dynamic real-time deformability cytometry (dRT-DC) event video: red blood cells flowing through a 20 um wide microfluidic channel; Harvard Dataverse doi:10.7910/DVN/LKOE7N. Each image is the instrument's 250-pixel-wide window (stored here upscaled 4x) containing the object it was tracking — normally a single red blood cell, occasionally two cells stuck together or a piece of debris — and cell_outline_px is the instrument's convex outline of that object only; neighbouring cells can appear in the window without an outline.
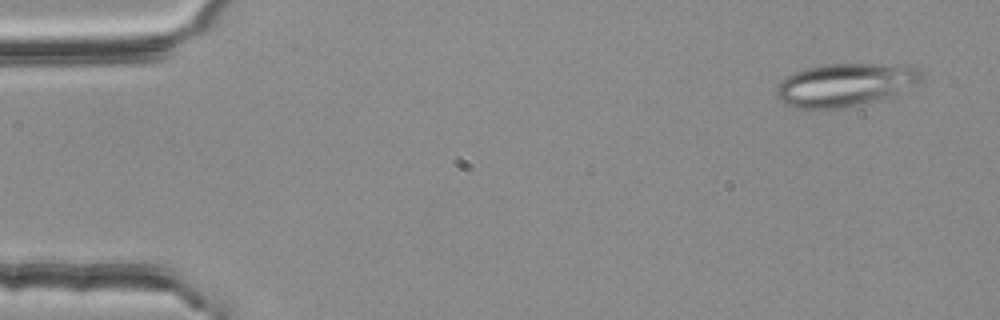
{"species": "common noctule bat (a hibernating species)", "species_latin": "Nyctalus noctula", "temperature_condition": "room temperature", "stored_images_in_passage": 32, "camera_frame_rate_fps": 3000, "um_per_image_px": 0.085, "animal": {"sex": "female", "body_mass_g": 25.1}, "frame": {"image": 1, "passage_image": 3, "time_ms": 0.667, "image_size_px": [1000, 320], "cell_outline_px": [[924, 76], [916, 84], [880, 100], [840, 108], [796, 108], [784, 104], [776, 96], [776, 88], [784, 76], [804, 68], [824, 64], [900, 64], [920, 68]], "centroid_in_image_um": [71.82, 7.19], "position_along_channel_um": 13.2, "area_um2": 36.47}}
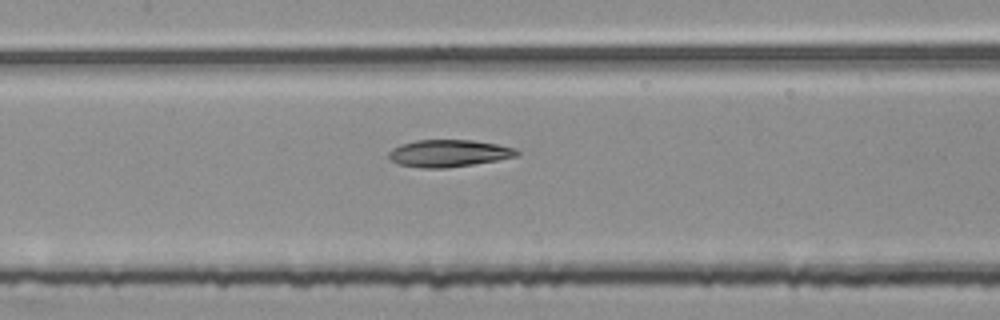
{"frame": {"image": 2, "passage_image": 25, "time_ms": 8.0, "image_size_px": [1000, 320], "cell_outline_px": [[520, 152], [516, 156], [496, 160], [448, 168], [420, 168], [400, 164], [392, 160], [388, 156], [388, 152], [392, 148], [400, 144], [416, 140], [472, 140], [496, 144], [516, 148]], "centroid_in_image_um": [38.12, 13.02], "position_along_channel_um": 169.3, "area_um2": 20.17}}
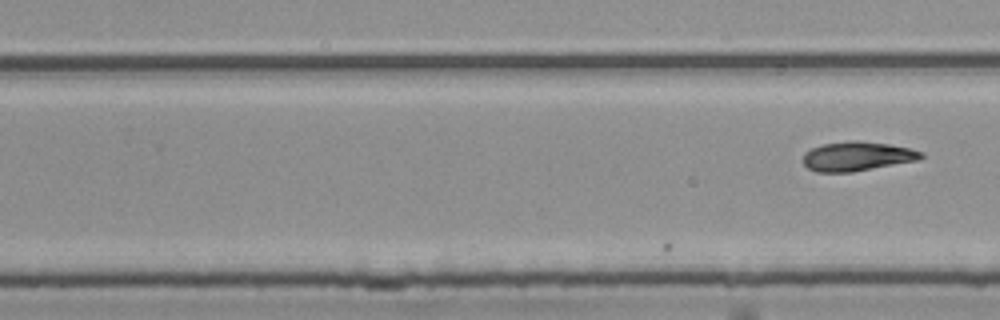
{"frame": {"image": 3, "passage_image": 32, "time_ms": 10.333, "image_size_px": [1000, 320], "cell_outline_px": [[924, 156], [920, 160], [852, 172], [816, 172], [808, 168], [804, 164], [804, 152], [812, 148], [824, 144], [852, 140], [856, 140], [888, 144], [912, 148], [924, 152]], "centroid_in_image_um": [72.9, 13.28], "position_along_channel_um": 256.9, "area_um2": 20.23}}